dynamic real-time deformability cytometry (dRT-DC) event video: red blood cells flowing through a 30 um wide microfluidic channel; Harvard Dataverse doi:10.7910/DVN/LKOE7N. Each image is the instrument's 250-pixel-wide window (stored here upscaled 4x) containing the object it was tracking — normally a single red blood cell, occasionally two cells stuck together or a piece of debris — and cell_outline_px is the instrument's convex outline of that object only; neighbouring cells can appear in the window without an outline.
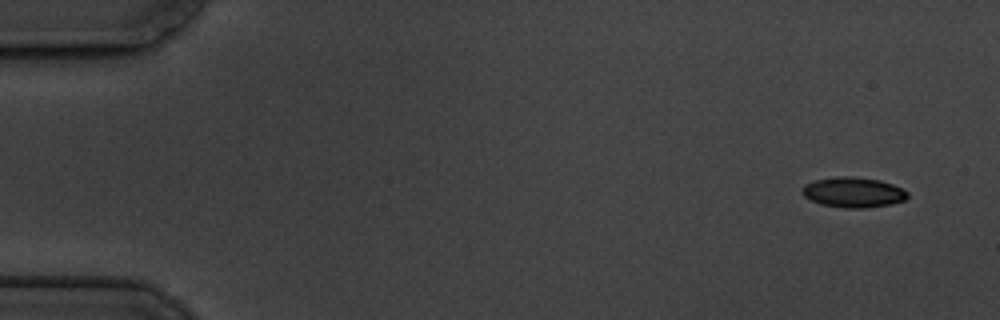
{"species": "common noctule bat (a hibernating species)", "species_latin": "Nyctalus noctula", "temperature_condition": "cold", "stored_images_in_passage": 5, "camera_frame_rate_fps": 3000, "um_per_image_px": 0.085, "animal": {"sex": "male", "body_mass_g": 19.5, "forearm_length_mm": 54.6}, "frame": {"image": 1, "passage_image": 1, "time_ms": 0.0, "image_size_px": [1000, 320], "cell_outline_px": [[908, 196], [904, 200], [892, 204], [864, 208], [844, 208], [820, 204], [804, 196], [800, 192], [804, 184], [816, 180], [836, 176], [848, 176], [880, 180], [892, 184], [908, 192]], "centroid_in_image_um": [72.51, 16.35], "position_along_channel_um": 12.5, "area_um2": 18.55}}
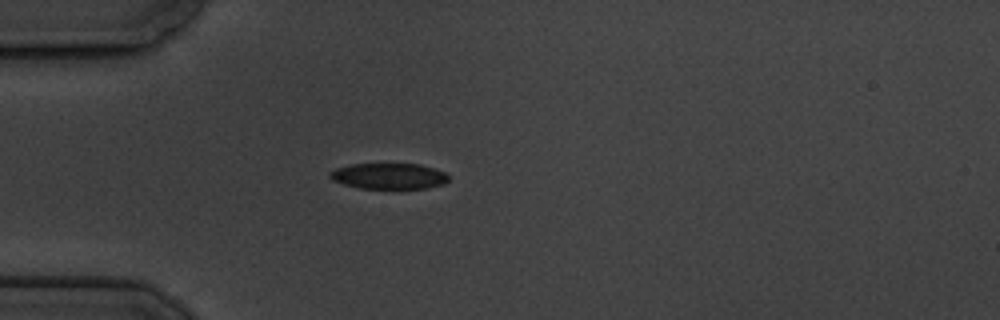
{"frame": {"image": 2, "passage_image": 4, "time_ms": 4.333, "image_size_px": [1000, 320], "cell_outline_px": [[448, 180], [444, 184], [428, 188], [360, 188], [344, 184], [332, 180], [328, 176], [328, 172], [336, 168], [352, 164], [420, 164], [448, 172]], "centroid_in_image_um": [33.07, 14.96], "position_along_channel_um": 51.9, "area_um2": 17.98}}